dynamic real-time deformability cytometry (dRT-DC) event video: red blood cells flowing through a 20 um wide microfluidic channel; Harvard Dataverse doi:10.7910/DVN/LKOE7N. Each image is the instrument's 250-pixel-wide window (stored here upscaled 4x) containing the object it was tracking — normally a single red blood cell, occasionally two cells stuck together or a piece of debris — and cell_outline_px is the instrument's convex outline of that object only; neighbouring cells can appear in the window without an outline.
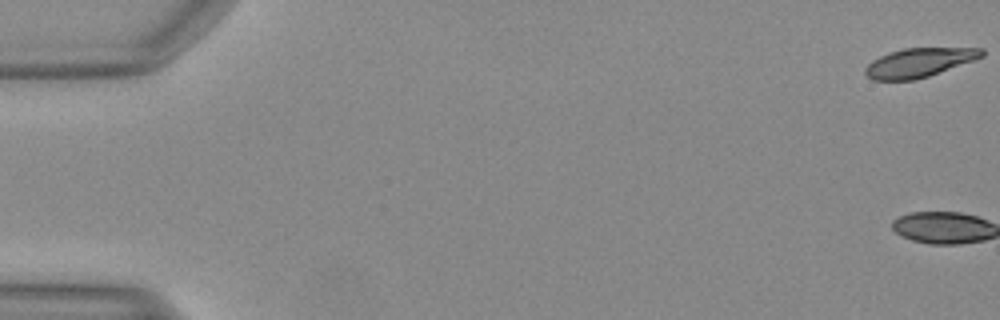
{"species": "Egyptian fruit bat (a non-hibernating species)", "species_latin": "Rousettus aegyptiacus", "temperature_condition": "warm", "stored_images_in_passage": 2, "camera_frame_rate_fps": 3000, "um_per_image_px": 0.085, "animal": {"sex": "female"}, "frame": {"image": 1, "passage_image": 1, "time_ms": 0.0, "image_size_px": [1000, 320], "cell_outline_px": [[984, 56], [928, 76], [916, 80], [872, 80], [864, 72], [864, 68], [872, 60], [888, 52], [904, 48], [984, 48]], "centroid_in_image_um": [78.09, 5.32], "position_along_channel_um": 6.9, "area_um2": 19.59}}